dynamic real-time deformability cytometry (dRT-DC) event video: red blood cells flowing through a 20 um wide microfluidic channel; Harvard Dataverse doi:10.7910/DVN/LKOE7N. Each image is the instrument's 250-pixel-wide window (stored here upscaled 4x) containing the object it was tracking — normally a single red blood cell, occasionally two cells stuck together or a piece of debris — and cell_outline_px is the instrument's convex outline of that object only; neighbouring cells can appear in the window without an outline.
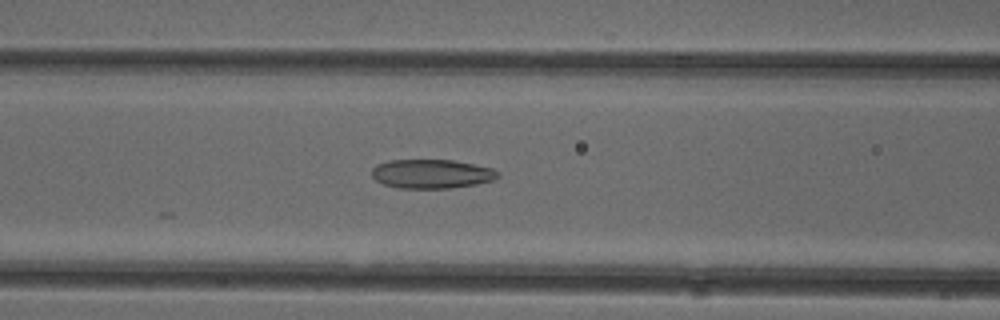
{"species": "common noctule bat (a hibernating species)", "species_latin": "Nyctalus noctula", "temperature_condition": "cold", "stored_images_in_passage": 11, "camera_frame_rate_fps": 3000, "um_per_image_px": 0.085, "animal": {"sex": "female"}, "frame": {"image": 1, "passage_image": 7, "time_ms": 2.0, "image_size_px": [1000, 320], "cell_outline_px": [[500, 176], [492, 180], [476, 184], [452, 188], [400, 188], [384, 184], [376, 180], [372, 176], [372, 168], [376, 164], [388, 160], [452, 160], [492, 168], [500, 172]], "centroid_in_image_um": [36.68, 14.77], "position_along_channel_um": 129.9, "area_um2": 21.33}}
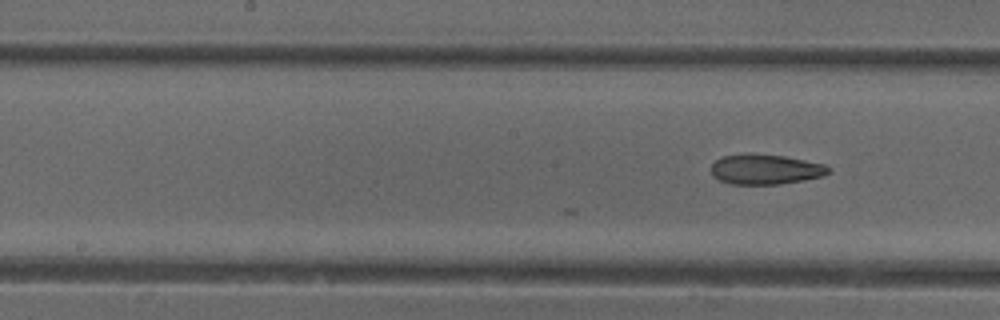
{"frame": {"image": 2, "passage_image": 11, "time_ms": 3.333, "image_size_px": [1000, 320], "cell_outline_px": [[832, 172], [824, 176], [804, 180], [776, 184], [732, 184], [720, 180], [712, 176], [712, 164], [716, 160], [724, 156], [784, 156], [824, 164], [832, 168]], "centroid_in_image_um": [65.14, 14.43], "position_along_channel_um": 183.1, "area_um2": 19.88}}